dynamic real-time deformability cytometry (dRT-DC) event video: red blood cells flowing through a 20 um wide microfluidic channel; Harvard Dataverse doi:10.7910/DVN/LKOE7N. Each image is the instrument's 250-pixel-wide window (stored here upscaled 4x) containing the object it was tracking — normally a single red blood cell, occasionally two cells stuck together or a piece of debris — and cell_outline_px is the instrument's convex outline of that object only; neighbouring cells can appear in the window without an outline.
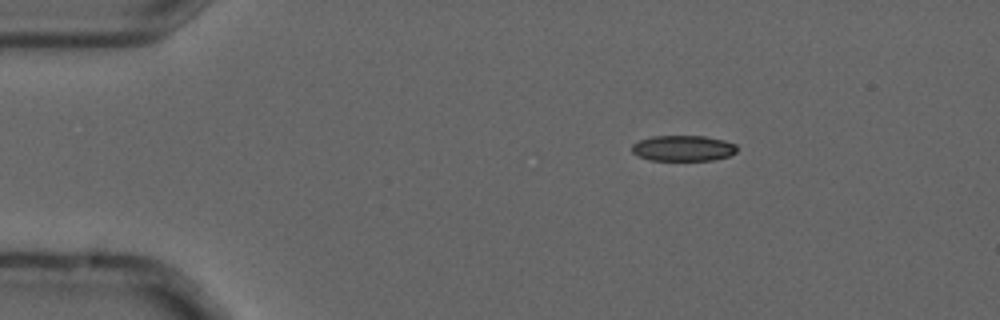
{"species": "common noctule bat (a hibernating species)", "species_latin": "Nyctalus noctula", "temperature_condition": "cold", "stored_images_in_passage": 5, "camera_frame_rate_fps": 3000, "um_per_image_px": 0.085, "animal": {"sex": "male", "forearm_length_mm": 52.5}, "frame": {"image": 1, "passage_image": 3, "time_ms": 0.667, "image_size_px": [1000, 320], "cell_outline_px": [[736, 152], [728, 156], [712, 160], [652, 160], [640, 156], [632, 152], [632, 144], [640, 140], [652, 136], [704, 136], [724, 140], [736, 144]], "centroid_in_image_um": [58.07, 12.59], "position_along_channel_um": 26.9, "area_um2": 15.61}}